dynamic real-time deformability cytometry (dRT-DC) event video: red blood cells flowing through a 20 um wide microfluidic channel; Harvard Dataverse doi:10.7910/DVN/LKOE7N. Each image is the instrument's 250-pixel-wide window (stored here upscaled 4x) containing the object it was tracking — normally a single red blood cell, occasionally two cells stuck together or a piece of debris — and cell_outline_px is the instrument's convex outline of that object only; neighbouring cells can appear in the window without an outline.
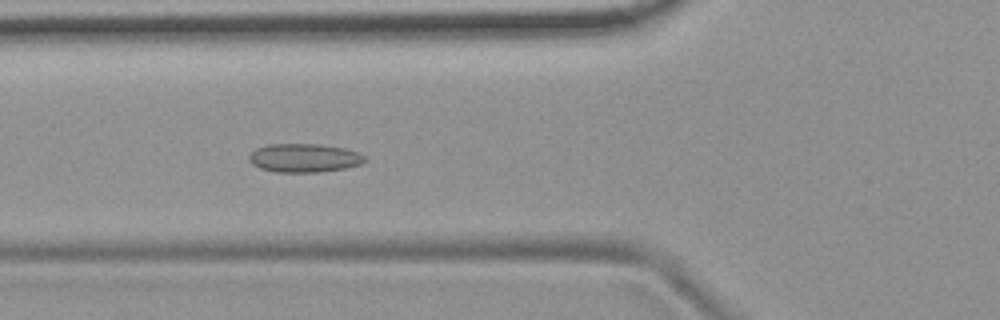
{"species": "common noctule bat (a hibernating species)", "species_latin": "Nyctalus noctula", "temperature_condition": "room temperature", "stored_images_in_passage": 54, "camera_frame_rate_fps": 3000, "um_per_image_px": 0.085, "animal": {"sex": "female", "body_mass_g": 19.9}, "frame": {"image": 1, "passage_image": 20, "time_ms": 6.333, "image_size_px": [1000, 320], "cell_outline_px": [[368, 160], [360, 164], [344, 168], [320, 172], [276, 172], [260, 168], [252, 164], [248, 160], [248, 156], [256, 148], [268, 144], [320, 144], [344, 148], [360, 152], [368, 156]], "centroid_in_image_um": [25.89, 13.42], "position_along_channel_um": 99.9, "area_um2": 19.54}}
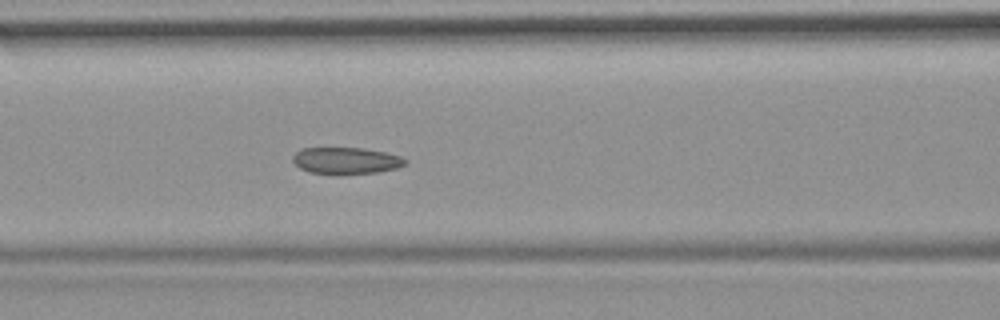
{"frame": {"image": 2, "passage_image": 23, "time_ms": 7.333, "image_size_px": [1000, 320], "cell_outline_px": [[408, 160], [404, 164], [396, 168], [376, 172], [340, 176], [336, 176], [308, 172], [300, 168], [292, 160], [292, 156], [300, 148], [364, 148], [384, 152], [400, 156]], "centroid_in_image_um": [29.37, 13.68], "position_along_channel_um": 137.2, "area_um2": 17.86}}
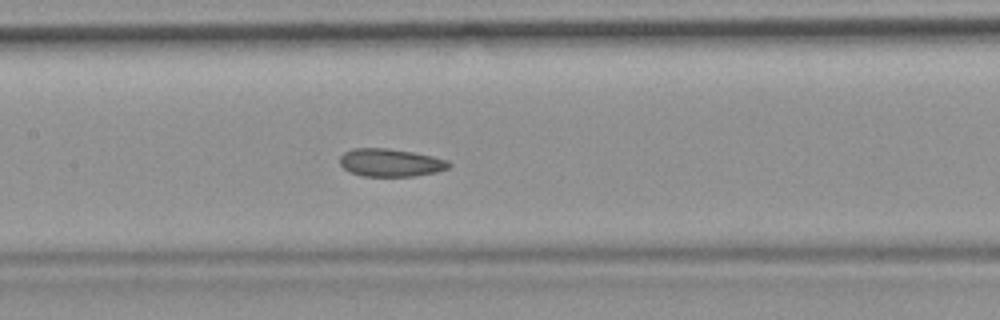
{"frame": {"image": 3, "passage_image": 26, "time_ms": 8.333, "image_size_px": [1000, 320], "cell_outline_px": [[452, 164], [448, 168], [436, 172], [412, 176], [360, 176], [348, 172], [340, 164], [340, 156], [344, 152], [352, 148], [388, 148], [412, 152], [432, 156], [448, 160]], "centroid_in_image_um": [33.17, 13.82], "position_along_channel_um": 174.2, "area_um2": 17.8}, "authors_computed_cell_mechanics": {"area_um2": 18.5249, "velocity_mm_per_s": 3.7108, "shape_relaxation_time_tau1_ms": null, "shape_relaxation_time_tau2_ms": 2.964, "deformation_change_tau1": null, "deformation_change_tau2": 0.0907}}